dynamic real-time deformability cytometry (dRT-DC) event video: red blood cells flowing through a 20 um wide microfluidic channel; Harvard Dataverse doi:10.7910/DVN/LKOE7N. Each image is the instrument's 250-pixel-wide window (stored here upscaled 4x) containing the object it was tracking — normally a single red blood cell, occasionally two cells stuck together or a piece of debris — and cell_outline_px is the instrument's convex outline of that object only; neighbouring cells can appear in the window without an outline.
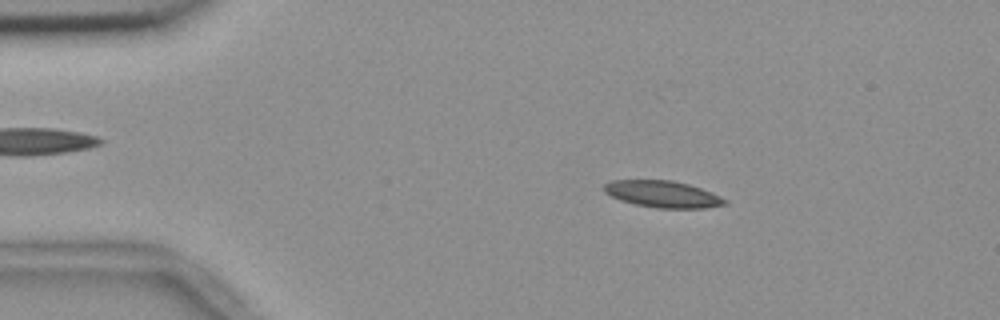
{"species": "common noctule bat (a hibernating species)", "species_latin": "Nyctalus noctula", "temperature_condition": "room temperature", "stored_images_in_passage": 54, "camera_frame_rate_fps": 3000, "um_per_image_px": 0.085, "animal": {"sex": "female", "body_mass_g": 18.4}, "frame": {"image": 1, "passage_image": 9, "time_ms": 2.667, "image_size_px": [1000, 320], "cell_outline_px": [[728, 204], [704, 208], [656, 208], [636, 204], [620, 200], [604, 192], [604, 184], [612, 180], [672, 180], [688, 184], [712, 192], [728, 200]], "centroid_in_image_um": [56.35, 16.5], "position_along_channel_um": 28.6, "area_um2": 18.79}}
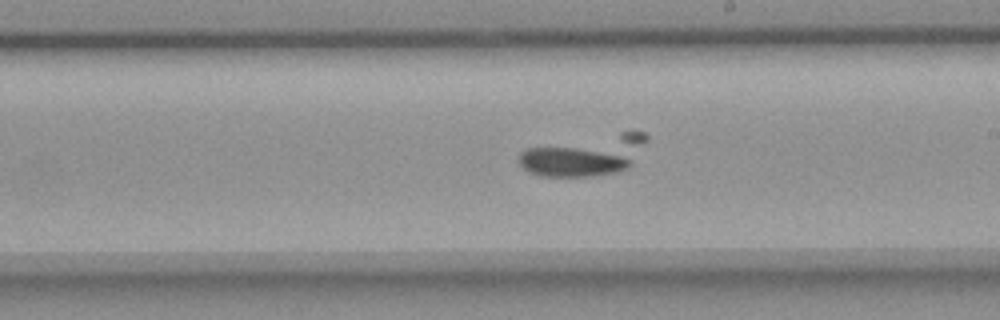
{"frame": {"image": 2, "passage_image": 31, "time_ms": 10.0, "image_size_px": [1000, 320], "cell_outline_px": [[648, 136], [632, 164], [628, 168], [616, 172], [592, 176], [540, 176], [528, 172], [520, 164], [520, 152], [528, 148], [632, 128], [644, 132]], "centroid_in_image_um": [49.75, 13.16], "position_along_channel_um": 239.3, "area_um2": 30.46}}
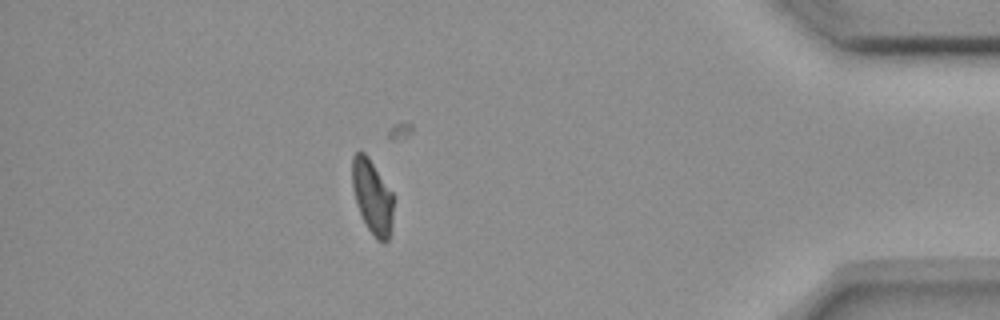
{"frame": {"image": 3, "passage_image": 48, "time_ms": 15.667, "image_size_px": [1000, 320], "cell_outline_px": [[392, 224], [388, 240], [384, 244], [376, 240], [368, 228], [356, 204], [352, 188], [352, 156], [356, 152], [364, 152], [368, 156], [392, 192]], "centroid_in_image_um": [31.63, 16.73], "position_along_channel_um": 403.6, "area_um2": 17.74}}